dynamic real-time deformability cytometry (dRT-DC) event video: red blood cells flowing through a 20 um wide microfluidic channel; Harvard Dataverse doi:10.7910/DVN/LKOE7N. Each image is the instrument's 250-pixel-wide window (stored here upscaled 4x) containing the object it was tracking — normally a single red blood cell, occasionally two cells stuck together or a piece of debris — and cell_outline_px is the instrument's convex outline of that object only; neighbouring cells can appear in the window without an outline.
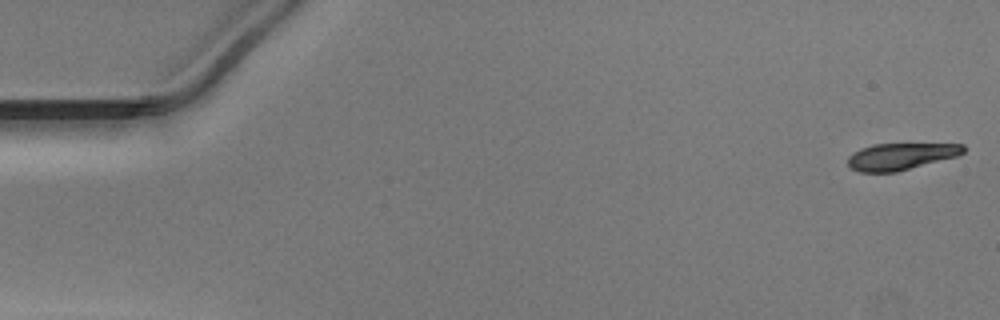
{"species": "Egyptian fruit bat (a non-hibernating species)", "species_latin": "Rousettus aegyptiacus", "temperature_condition": "warm", "stored_images_in_passage": 51, "camera_frame_rate_fps": 3000, "um_per_image_px": 0.085, "animal": {"sex": "male"}, "frame": {"image": 1, "passage_image": 1, "time_ms": 0.0, "image_size_px": [1000, 320], "cell_outline_px": [[964, 152], [956, 156], [896, 172], [860, 172], [848, 168], [848, 156], [852, 152], [860, 148], [872, 144], [964, 144]], "centroid_in_image_um": [76.49, 13.29], "position_along_channel_um": 8.5, "area_um2": 17.98}}
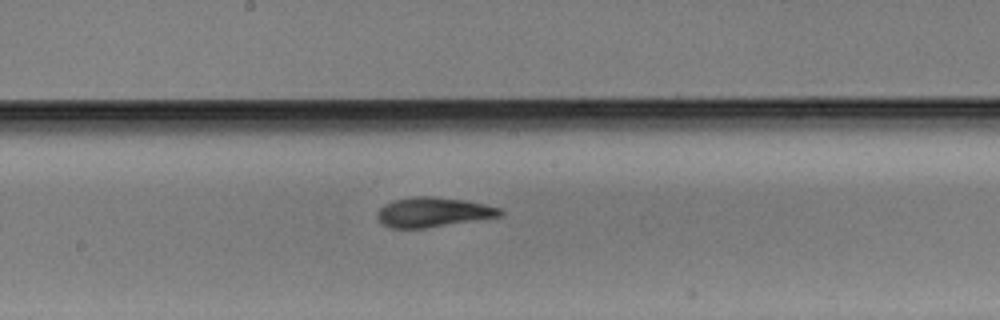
{"frame": {"image": 2, "passage_image": 27, "time_ms": 8.667, "image_size_px": [1000, 320], "cell_outline_px": [[504, 212], [500, 216], [424, 228], [392, 228], [380, 224], [376, 220], [376, 212], [384, 204], [392, 200], [416, 196], [432, 196], [464, 200], [484, 204], [500, 208]], "centroid_in_image_um": [36.73, 18.03], "position_along_channel_um": 211.5, "area_um2": 21.27}}
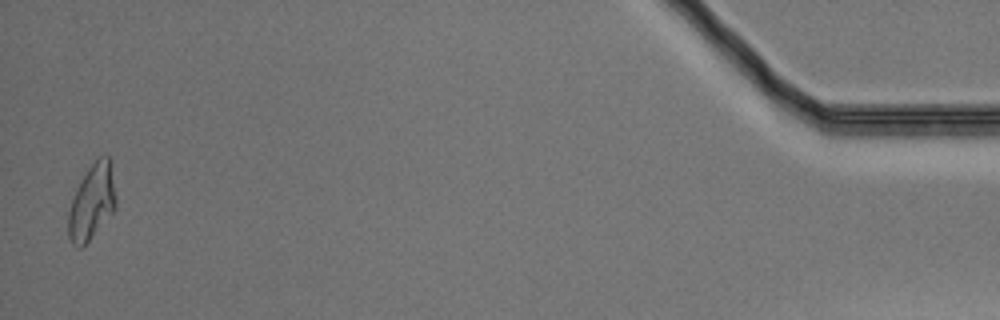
{"frame": {"image": 3, "passage_image": 50, "time_ms": 16.333, "image_size_px": [1000, 320], "cell_outline_px": [[116, 208], [88, 240], [80, 248], [76, 248], [72, 244], [68, 236], [68, 212], [72, 196], [76, 188], [88, 168], [100, 156], [108, 156], [112, 160], [116, 196]], "centroid_in_image_um": [7.82, 17.13], "position_along_channel_um": 427.4, "area_um2": 20.98}}